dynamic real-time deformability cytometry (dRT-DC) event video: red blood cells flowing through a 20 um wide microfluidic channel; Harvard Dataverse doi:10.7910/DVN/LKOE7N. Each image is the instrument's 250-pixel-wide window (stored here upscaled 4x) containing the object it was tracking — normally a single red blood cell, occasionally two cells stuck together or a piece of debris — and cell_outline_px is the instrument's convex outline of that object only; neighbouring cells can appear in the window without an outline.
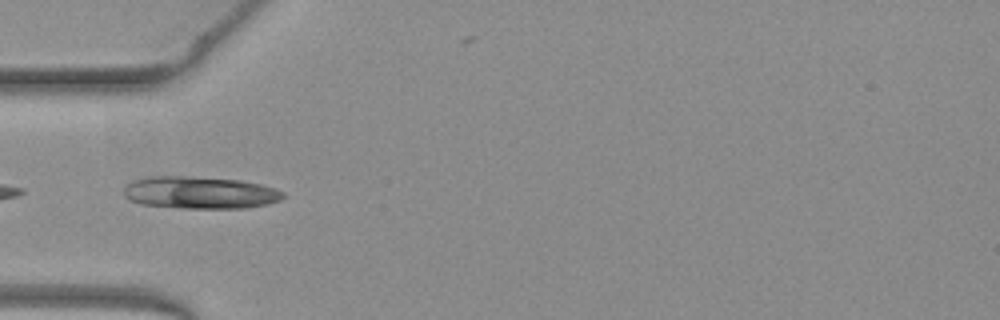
{"species": "common noctule bat (a hibernating species)", "species_latin": "Nyctalus noctula", "temperature_condition": "warm", "stored_images_in_passage": 33, "camera_frame_rate_fps": 3000, "um_per_image_px": 0.085, "animal": {"sex": "female", "body_mass_g": 19.3, "forearm_length_mm": 54.1}, "frame": {"image": 1, "passage_image": 1, "time_ms": 0.0, "image_size_px": [1000, 320], "cell_outline_px": [[284, 196], [280, 200], [268, 204], [244, 208], [180, 208], [140, 204], [124, 196], [124, 188], [128, 184], [136, 180], [148, 176], [184, 176], [240, 180], [260, 184], [276, 188], [284, 192]], "centroid_in_image_um": [17.02, 16.37], "position_along_channel_um": 68.0, "area_um2": 29.88}}
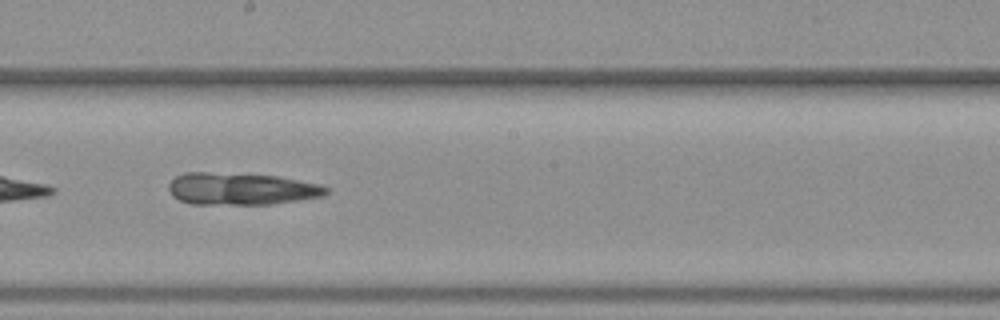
{"frame": {"image": 2, "passage_image": 13, "time_ms": 4.0, "image_size_px": [1000, 320], "cell_outline_px": [[328, 192], [324, 196], [272, 204], [192, 204], [180, 200], [172, 196], [168, 188], [168, 184], [176, 176], [184, 172], [208, 172], [276, 176], [320, 184], [328, 188]], "centroid_in_image_um": [20.48, 16.05], "position_along_channel_um": 227.7, "area_um2": 29.42}}
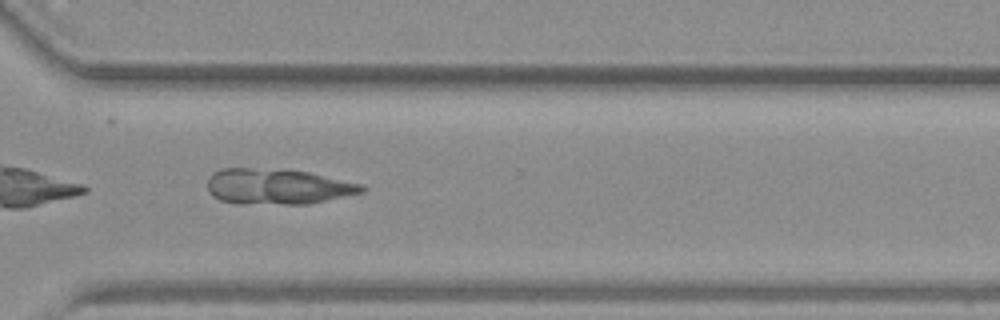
{"frame": {"image": 3, "passage_image": 22, "time_ms": 7.0, "image_size_px": [1000, 320], "cell_outline_px": [[368, 188], [364, 192], [308, 204], [236, 204], [220, 200], [212, 196], [208, 188], [208, 176], [212, 172], [220, 168], [248, 168], [308, 172], [364, 184]], "centroid_in_image_um": [23.58, 15.87], "position_along_channel_um": 347.0, "area_um2": 32.14}, "authors_computed_cell_mechanics": {"area_um2": 29.8248, "velocity_mm_per_s": 3.9878, "shape_relaxation_time_tau1_ms": null, "shape_relaxation_time_tau2_ms": 4.4599, "deformation_change_tau1": null, "deformation_change_tau2": 0.0803}}